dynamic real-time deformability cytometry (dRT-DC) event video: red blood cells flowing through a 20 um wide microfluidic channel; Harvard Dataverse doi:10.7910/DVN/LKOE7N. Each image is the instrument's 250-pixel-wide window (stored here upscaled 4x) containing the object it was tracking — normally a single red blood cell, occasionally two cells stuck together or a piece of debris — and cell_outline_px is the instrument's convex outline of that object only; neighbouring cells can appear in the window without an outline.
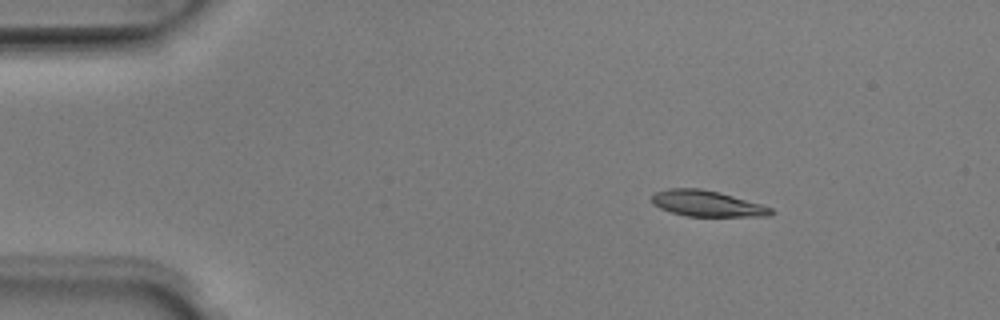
{"species": "Egyptian fruit bat (a non-hibernating species)", "species_latin": "Rousettus aegyptiacus", "temperature_condition": "room temperature", "stored_images_in_passage": 44, "camera_frame_rate_fps": 3000, "um_per_image_px": 0.085, "animal": {"sex": "male"}, "frame": {"image": 1, "passage_image": 1, "time_ms": 0.0, "image_size_px": [1000, 320], "cell_outline_px": [[776, 212], [768, 216], [688, 216], [672, 212], [660, 208], [652, 204], [652, 196], [656, 192], [668, 188], [700, 188], [720, 192], [760, 204], [772, 208]], "centroid_in_image_um": [60.09, 17.3], "position_along_channel_um": 24.9, "area_um2": 17.92}}
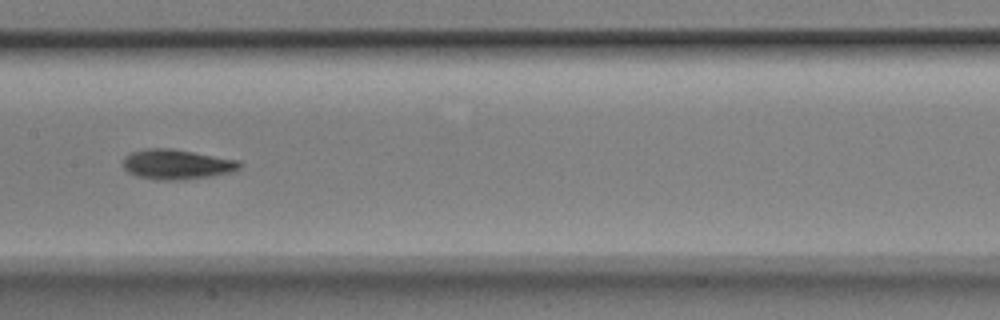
{"frame": {"image": 2, "passage_image": 19, "time_ms": 6.0, "image_size_px": [1000, 320], "cell_outline_px": [[244, 164], [240, 168], [232, 172], [212, 176], [180, 180], [152, 180], [136, 176], [128, 172], [124, 168], [124, 156], [132, 152], [144, 148], [172, 148], [240, 160]], "centroid_in_image_um": [15.05, 13.97], "position_along_channel_um": 192.4, "area_um2": 20.69}}
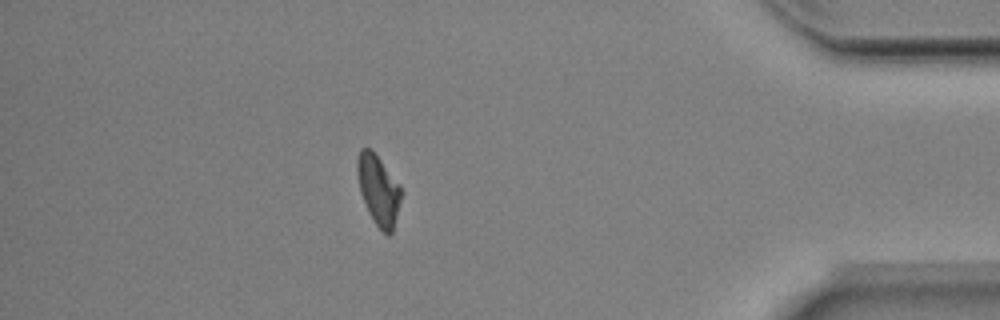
{"frame": {"image": 3, "passage_image": 38, "time_ms": 12.333, "image_size_px": [1000, 320], "cell_outline_px": [[404, 192], [392, 232], [388, 236], [372, 220], [368, 212], [360, 192], [356, 172], [356, 160], [360, 148], [372, 148], [400, 184]], "centroid_in_image_um": [32.18, 16.11], "position_along_channel_um": 403.0, "area_um2": 18.38}, "authors_computed_cell_mechanics": {"area_um2": 18.7272, "velocity_mm_per_s": 3.9897, "shape_relaxation_time_tau1_ms": 2.2516, "shape_relaxation_time_tau2_ms": 3.4696, "deformation_change_tau1": 0.1335, "deformation_change_tau2": 0.0875}}